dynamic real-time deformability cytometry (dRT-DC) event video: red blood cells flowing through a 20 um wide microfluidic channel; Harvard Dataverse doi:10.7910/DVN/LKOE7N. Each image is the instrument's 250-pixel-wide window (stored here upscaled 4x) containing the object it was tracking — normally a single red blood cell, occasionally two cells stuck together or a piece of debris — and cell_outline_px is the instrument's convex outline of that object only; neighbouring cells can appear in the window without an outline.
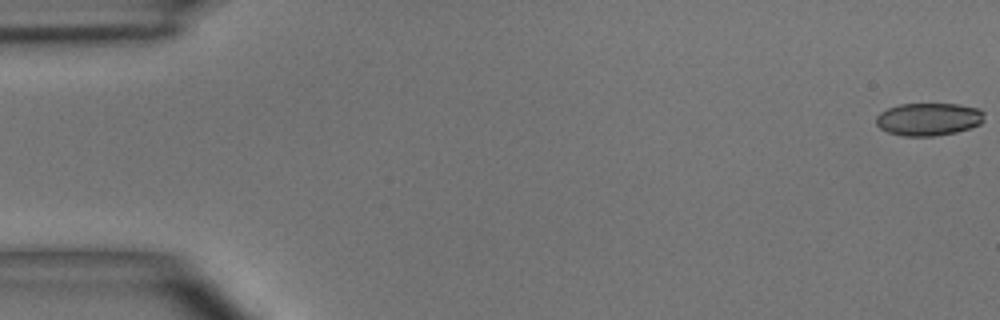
{"species": "common noctule bat (a hibernating species)", "species_latin": "Nyctalus noctula", "temperature_condition": "room temperature", "stored_images_in_passage": 4, "camera_frame_rate_fps": 3000, "um_per_image_px": 0.085, "animal": {"sex": "male", "body_mass_g": 15.6}, "frame": {"image": 1, "passage_image": 1, "time_ms": 0.0, "image_size_px": [1000, 320], "cell_outline_px": [[984, 120], [980, 124], [956, 132], [936, 136], [904, 136], [888, 132], [880, 128], [876, 124], [876, 116], [880, 112], [888, 108], [900, 104], [960, 104], [980, 108], [984, 112]], "centroid_in_image_um": [78.94, 10.12], "position_along_channel_um": 6.1, "area_um2": 20.75}}
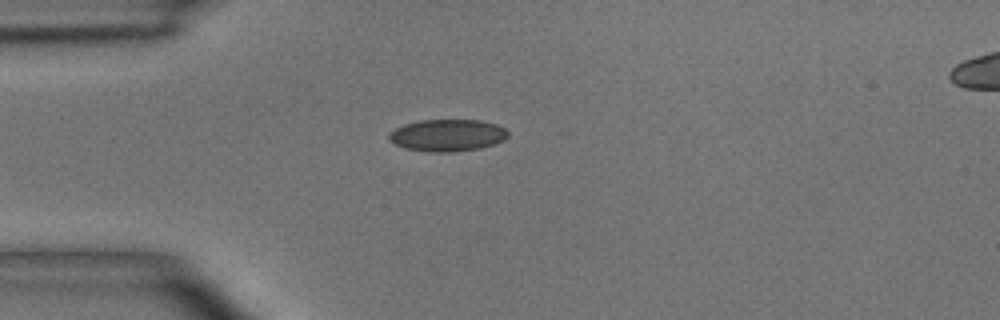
{"frame": {"image": 2, "passage_image": 4, "time_ms": 4.333, "image_size_px": [1000, 320], "cell_outline_px": [[508, 136], [504, 140], [480, 148], [452, 152], [428, 152], [404, 148], [388, 140], [388, 132], [404, 124], [420, 120], [480, 120], [496, 124], [504, 128], [508, 132]], "centroid_in_image_um": [38.0, 11.5], "position_along_channel_um": 47.0, "area_um2": 22.25}}